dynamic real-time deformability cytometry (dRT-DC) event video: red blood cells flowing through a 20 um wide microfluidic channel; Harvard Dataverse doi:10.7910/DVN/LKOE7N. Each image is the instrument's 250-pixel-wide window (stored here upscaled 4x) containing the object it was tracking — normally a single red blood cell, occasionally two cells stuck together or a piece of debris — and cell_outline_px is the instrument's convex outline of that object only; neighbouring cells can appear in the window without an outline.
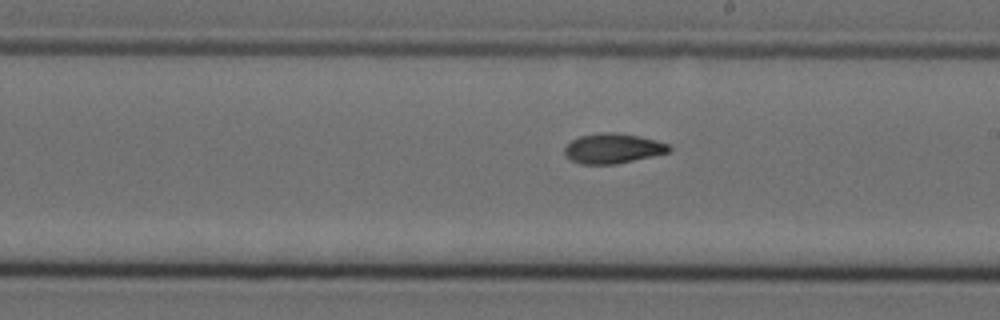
{"species": "Egyptian fruit bat (a non-hibernating species)", "species_latin": "Rousettus aegyptiacus", "temperature_condition": "cold", "stored_images_in_passage": 11, "segment_of_instrument_passage": [2, 2], "camera_frame_rate_fps": 3000, "um_per_image_px": 0.085, "animal": {"sex": "female"}, "frame": {"image": 1, "passage_image": 11, "time_ms": 3.333, "image_size_px": [1000, 320], "cell_outline_px": [[672, 148], [668, 152], [652, 156], [616, 164], [580, 164], [564, 156], [564, 148], [572, 140], [580, 136], [600, 132], [616, 132], [640, 136], [656, 140], [668, 144]], "centroid_in_image_um": [52.08, 12.61], "position_along_channel_um": 236.9, "area_um2": 18.26}}